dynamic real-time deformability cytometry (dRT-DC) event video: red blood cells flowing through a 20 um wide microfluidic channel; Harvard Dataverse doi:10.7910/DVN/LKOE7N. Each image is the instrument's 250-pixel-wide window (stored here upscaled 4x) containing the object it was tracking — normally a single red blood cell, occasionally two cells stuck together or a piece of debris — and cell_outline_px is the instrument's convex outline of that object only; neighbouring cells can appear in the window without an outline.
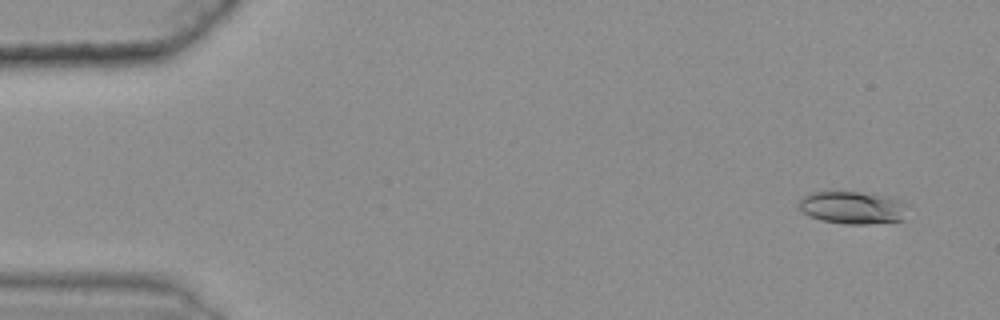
{"species": "common noctule bat (a hibernating species)", "species_latin": "Nyctalus noctula", "temperature_condition": "warm", "stored_images_in_passage": 18, "camera_frame_rate_fps": 3000, "um_per_image_px": 0.085, "animal": {"sex": "female", "body_mass_g": 25.1}, "frame": {"image": 1, "passage_image": 4, "time_ms": 1.0, "image_size_px": [1000, 320], "cell_outline_px": [[904, 220], [868, 224], [844, 224], [820, 220], [808, 216], [800, 208], [800, 200], [808, 192], [860, 192], [900, 200], [904, 204]], "centroid_in_image_um": [72.41, 17.66], "position_along_channel_um": 12.6, "area_um2": 20.29}}